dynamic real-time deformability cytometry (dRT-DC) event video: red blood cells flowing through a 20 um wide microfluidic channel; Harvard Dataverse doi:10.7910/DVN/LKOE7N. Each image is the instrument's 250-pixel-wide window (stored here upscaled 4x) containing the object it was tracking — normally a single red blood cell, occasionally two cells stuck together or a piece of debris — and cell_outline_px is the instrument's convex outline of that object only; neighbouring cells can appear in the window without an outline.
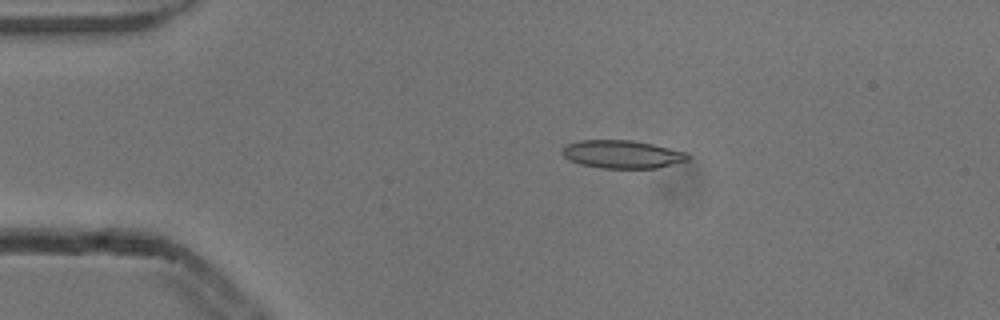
{"species": "common noctule bat (a hibernating species)", "species_latin": "Nyctalus noctula", "temperature_condition": "cold", "stored_images_in_passage": 4, "camera_frame_rate_fps": 3000, "um_per_image_px": 0.085, "animal": {"sex": "male", "body_mass_g": 13.3}, "frame": {"image": 1, "passage_image": 2, "time_ms": 0.333, "image_size_px": [1000, 320], "cell_outline_px": [[688, 160], [656, 168], [600, 168], [580, 164], [568, 160], [560, 152], [560, 148], [568, 144], [580, 140], [632, 140], [652, 144], [684, 152], [688, 156]], "centroid_in_image_um": [52.8, 13.11], "position_along_channel_um": 32.2, "area_um2": 20.4}}
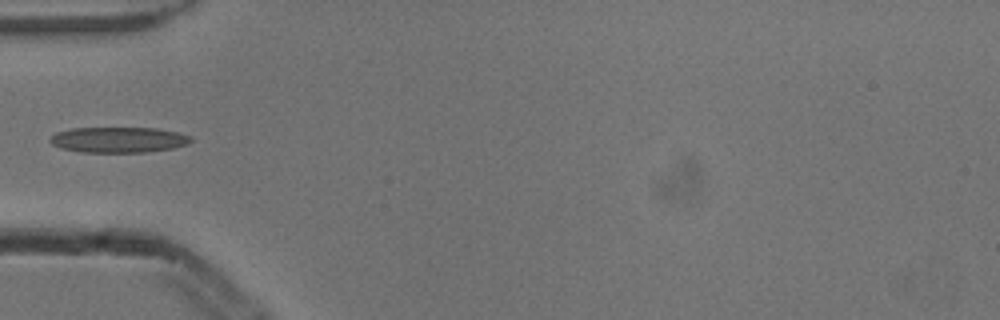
{"frame": {"image": 2, "passage_image": 4, "time_ms": 1.0, "image_size_px": [1000, 320], "cell_outline_px": [[192, 140], [188, 144], [172, 148], [148, 152], [80, 152], [60, 148], [52, 144], [48, 140], [56, 132], [72, 128], [156, 128], [176, 132], [192, 136]], "centroid_in_image_um": [10.06, 11.88], "position_along_channel_um": 74.9, "area_um2": 21.04}}